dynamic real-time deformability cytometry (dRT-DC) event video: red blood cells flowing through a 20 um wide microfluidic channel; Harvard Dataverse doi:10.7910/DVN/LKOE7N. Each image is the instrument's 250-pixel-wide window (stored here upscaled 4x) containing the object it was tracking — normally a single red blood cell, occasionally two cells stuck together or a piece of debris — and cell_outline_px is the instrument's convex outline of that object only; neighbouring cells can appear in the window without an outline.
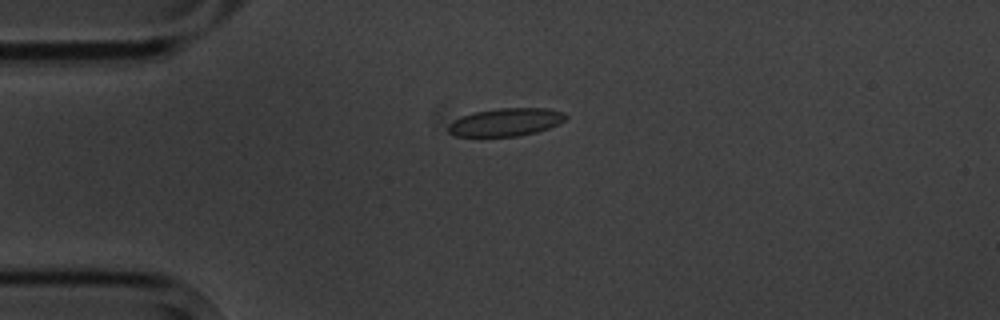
{"species": "common noctule bat (a hibernating species)", "species_latin": "Nyctalus noctula", "temperature_condition": "cold", "stored_images_in_passage": 4, "camera_frame_rate_fps": 3000, "um_per_image_px": 0.085, "animal": {"sex": "male", "body_mass_g": 20.1, "forearm_length_mm": 53.5}, "frame": {"image": 1, "passage_image": 4, "time_ms": 3.333, "image_size_px": [1000, 320], "cell_outline_px": [[568, 116], [564, 120], [548, 128], [536, 132], [516, 136], [456, 136], [448, 132], [448, 124], [452, 120], [472, 112], [500, 108], [548, 108], [564, 112]], "centroid_in_image_um": [42.97, 10.37], "position_along_channel_um": 42.0, "area_um2": 19.07}}